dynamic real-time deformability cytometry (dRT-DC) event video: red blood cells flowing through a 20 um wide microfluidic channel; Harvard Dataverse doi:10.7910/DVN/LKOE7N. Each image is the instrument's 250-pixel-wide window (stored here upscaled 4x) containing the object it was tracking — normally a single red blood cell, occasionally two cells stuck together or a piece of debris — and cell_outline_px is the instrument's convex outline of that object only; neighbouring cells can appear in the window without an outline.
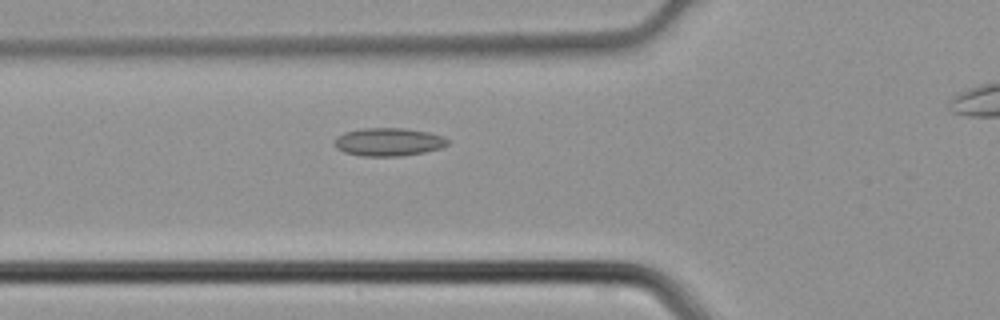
{"species": "common noctule bat (a hibernating species)", "species_latin": "Nyctalus noctula", "temperature_condition": "cold", "stored_images_in_passage": 28, "camera_frame_rate_fps": 3000, "um_per_image_px": 0.085, "animal": {"sex": "male", "body_mass_g": 21.5, "forearm_length_mm": 52.0}, "frame": {"image": 1, "passage_image": 5, "time_ms": 1.333, "image_size_px": [1000, 320], "cell_outline_px": [[448, 144], [440, 148], [424, 152], [400, 156], [360, 156], [344, 152], [336, 148], [336, 136], [344, 132], [364, 128], [404, 128], [428, 132], [444, 136], [448, 140]], "centroid_in_image_um": [33.02, 12.06], "position_along_channel_um": 92.8, "area_um2": 18.5}}
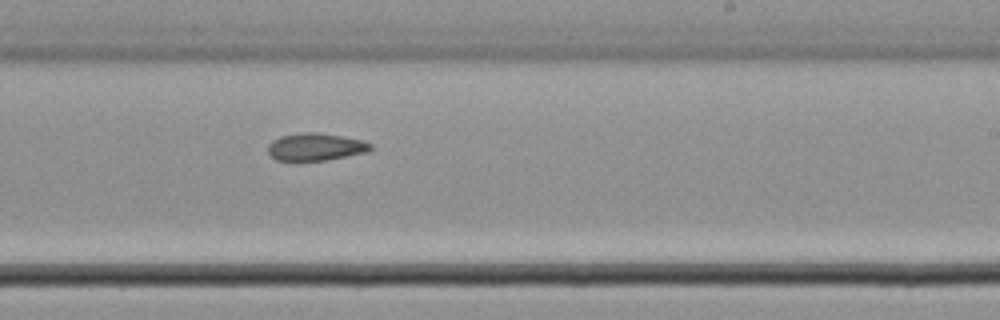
{"frame": {"image": 2, "passage_image": 16, "time_ms": 5.0, "image_size_px": [1000, 320], "cell_outline_px": [[372, 148], [368, 152], [328, 160], [276, 160], [268, 152], [268, 144], [272, 140], [280, 136], [304, 132], [316, 132], [364, 140], [372, 144]], "centroid_in_image_um": [26.84, 12.48], "position_along_channel_um": 262.2, "area_um2": 16.42}}
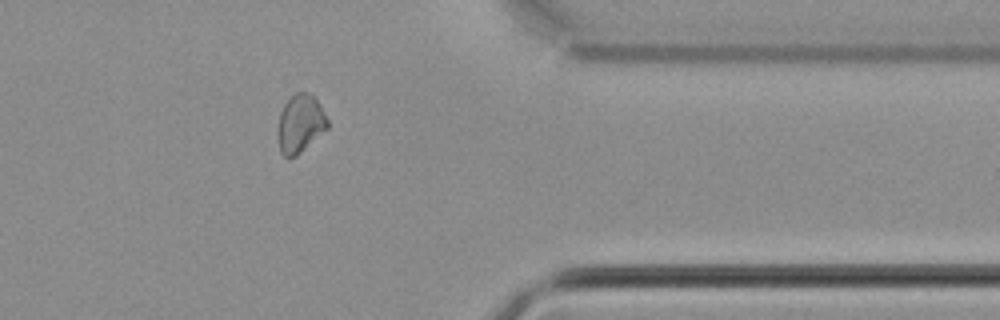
{"frame": {"image": 3, "passage_image": 25, "time_ms": 8.0, "image_size_px": [1000, 320], "cell_outline_px": [[328, 128], [296, 156], [284, 156], [280, 152], [276, 136], [280, 112], [284, 104], [296, 92], [308, 92], [316, 100], [328, 120]], "centroid_in_image_um": [25.48, 10.53], "position_along_channel_um": 385.9, "area_um2": 16.7}}